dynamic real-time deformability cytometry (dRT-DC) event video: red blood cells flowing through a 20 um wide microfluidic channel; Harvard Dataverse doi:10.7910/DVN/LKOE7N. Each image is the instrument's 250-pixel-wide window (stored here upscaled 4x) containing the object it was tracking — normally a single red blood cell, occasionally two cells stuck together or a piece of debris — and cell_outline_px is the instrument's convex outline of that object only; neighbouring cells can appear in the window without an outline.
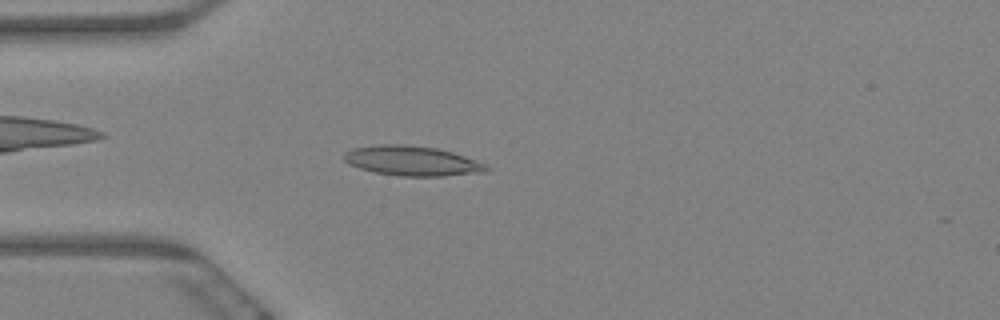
{"species": "Egyptian fruit bat (a non-hibernating species)", "species_latin": "Rousettus aegyptiacus", "temperature_condition": "warm", "stored_images_in_passage": 59, "camera_frame_rate_fps": 3000, "um_per_image_px": 0.085, "animal": {"sex": "female"}, "frame": {"image": 1, "passage_image": 16, "time_ms": 5.0, "image_size_px": [1000, 320], "cell_outline_px": [[488, 172], [444, 176], [400, 176], [372, 172], [348, 164], [344, 160], [344, 152], [352, 148], [380, 144], [400, 144], [436, 148], [452, 152], [464, 156], [484, 164], [488, 168]], "centroid_in_image_um": [34.98, 13.68], "position_along_channel_um": 50.0, "area_um2": 24.68}}
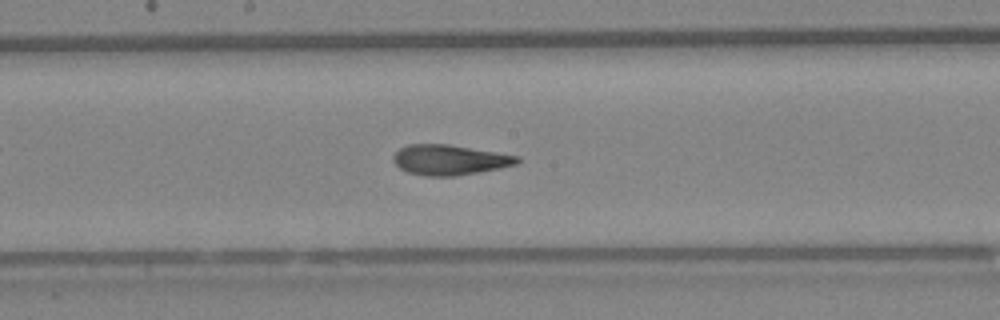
{"frame": {"image": 2, "passage_image": 31, "time_ms": 10.0, "image_size_px": [1000, 320], "cell_outline_px": [[520, 160], [516, 164], [500, 168], [456, 176], [424, 176], [408, 172], [400, 168], [392, 160], [392, 156], [400, 148], [408, 144], [448, 144], [520, 156]], "centroid_in_image_um": [38.2, 13.59], "position_along_channel_um": 210.0, "area_um2": 21.79}}
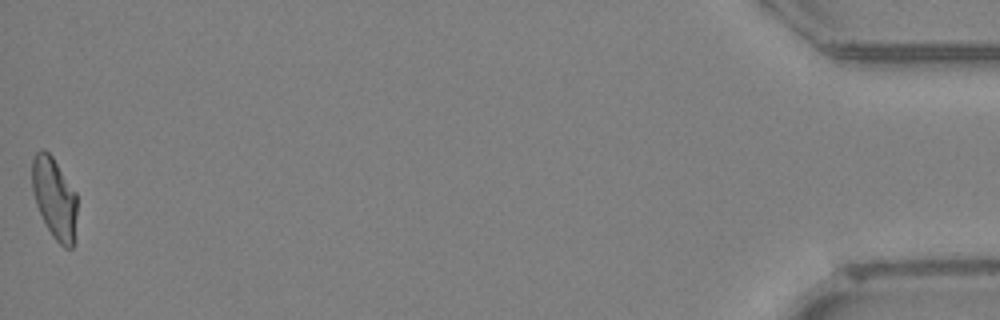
{"frame": {"image": 3, "passage_image": 59, "time_ms": 19.333, "image_size_px": [1000, 320], "cell_outline_px": [[76, 212], [72, 248], [64, 248], [52, 236], [36, 204], [32, 188], [32, 160], [36, 152], [40, 148], [44, 148], [52, 156], [76, 192]], "centroid_in_image_um": [4.61, 16.79], "position_along_channel_um": 430.6, "area_um2": 20.98}, "authors_computed_cell_mechanics": {"area_um2": 22.1374, "velocity_mm_per_s": 3.4275, "shape_relaxation_time_tau1_ms": null, "shape_relaxation_time_tau2_ms": 1.9611, "deformation_change_tau1": null, "deformation_change_tau2": 0.1106}}